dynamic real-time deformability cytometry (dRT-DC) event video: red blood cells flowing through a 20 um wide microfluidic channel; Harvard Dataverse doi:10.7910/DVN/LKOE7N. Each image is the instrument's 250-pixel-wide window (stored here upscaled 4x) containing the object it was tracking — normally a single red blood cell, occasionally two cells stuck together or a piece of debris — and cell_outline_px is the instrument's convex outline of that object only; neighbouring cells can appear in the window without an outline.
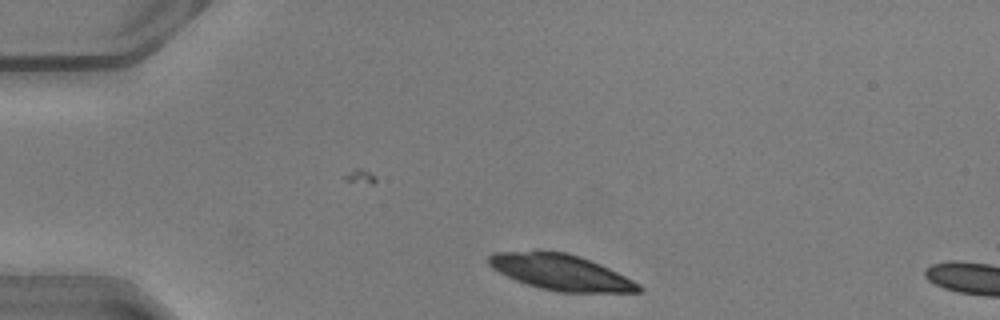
{"species": "common noctule bat (a hibernating species)", "species_latin": "Nyctalus noctula", "temperature_condition": "warm", "stored_images_in_passage": 40, "camera_frame_rate_fps": 3000, "um_per_image_px": 0.085, "animal": {"sex": "male", "body_mass_g": 20.5, "forearm_length_mm": 52.5}, "frame": {"image": 1, "passage_image": 1, "time_ms": 0.0, "image_size_px": [1000, 320], "cell_outline_px": [[644, 292], [560, 292], [540, 288], [516, 280], [492, 268], [488, 264], [488, 256], [492, 252], [536, 248], [540, 248], [568, 252], [580, 256], [600, 264], [640, 284], [644, 288]], "centroid_in_image_um": [47.61, 23.09], "position_along_channel_um": 37.4, "area_um2": 31.96}}
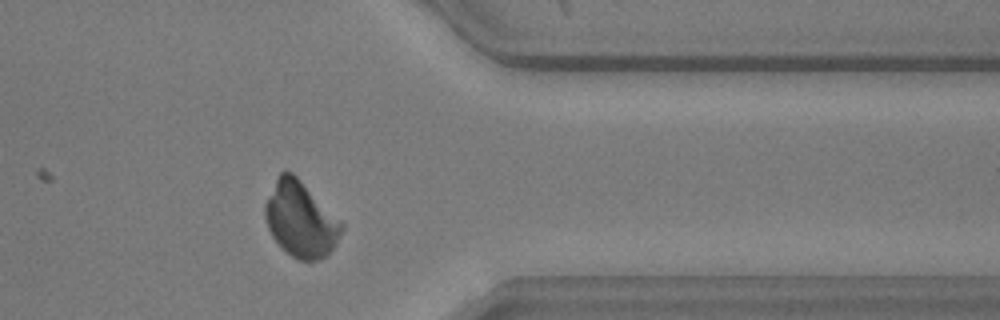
{"frame": {"image": 2, "passage_image": 31, "time_ms": 10.0, "image_size_px": [1000, 320], "cell_outline_px": [[344, 228], [336, 244], [320, 260], [300, 260], [292, 256], [272, 236], [268, 228], [264, 216], [264, 204], [276, 176], [280, 172], [292, 172], [344, 224]], "centroid_in_image_um": [25.53, 18.63], "position_along_channel_um": 385.9, "area_um2": 33.12}}
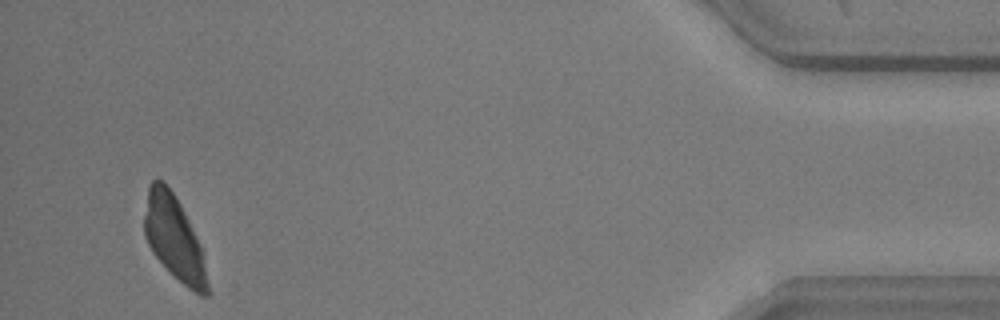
{"frame": {"image": 3, "passage_image": 38, "time_ms": 12.333, "image_size_px": [1000, 320], "cell_outline_px": [[212, 292], [208, 296], [200, 296], [188, 288], [152, 252], [144, 236], [144, 216], [148, 188], [152, 180], [164, 180], [176, 196], [204, 252]], "centroid_in_image_um": [14.86, 20.28], "position_along_channel_um": 420.3, "area_um2": 31.15}}